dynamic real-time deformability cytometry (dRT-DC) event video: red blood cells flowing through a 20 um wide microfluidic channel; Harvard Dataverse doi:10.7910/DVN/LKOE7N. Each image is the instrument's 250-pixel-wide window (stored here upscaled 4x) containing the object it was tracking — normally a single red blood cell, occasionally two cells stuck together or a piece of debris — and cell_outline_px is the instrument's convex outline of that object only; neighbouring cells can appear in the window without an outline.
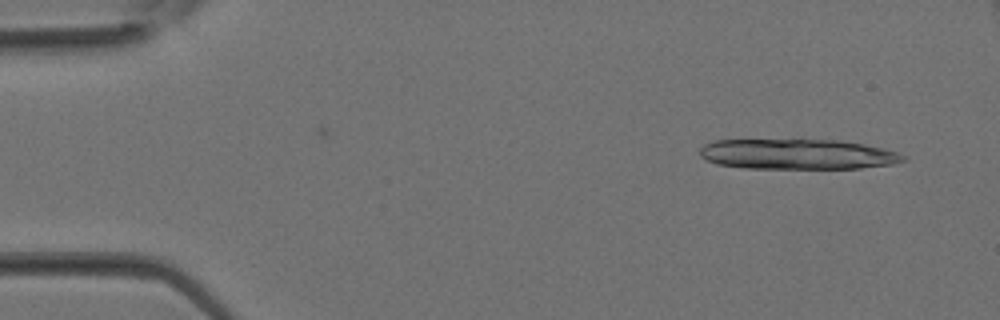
{"species": "Egyptian fruit bat (a non-hibernating species)", "species_latin": "Rousettus aegyptiacus", "temperature_condition": "room temperature", "stored_images_in_passage": 15, "camera_frame_rate_fps": 3000, "um_per_image_px": 0.085, "animal": {"sex": "female"}, "frame": {"image": 1, "passage_image": 2, "time_ms": 0.333, "image_size_px": [1000, 320], "cell_outline_px": [[908, 160], [892, 164], [860, 168], [744, 168], [716, 164], [700, 156], [700, 148], [704, 144], [716, 140], [840, 140], [864, 144], [884, 148], [908, 156]], "centroid_in_image_um": [67.82, 13.11], "position_along_channel_um": 17.2, "area_um2": 35.95}}
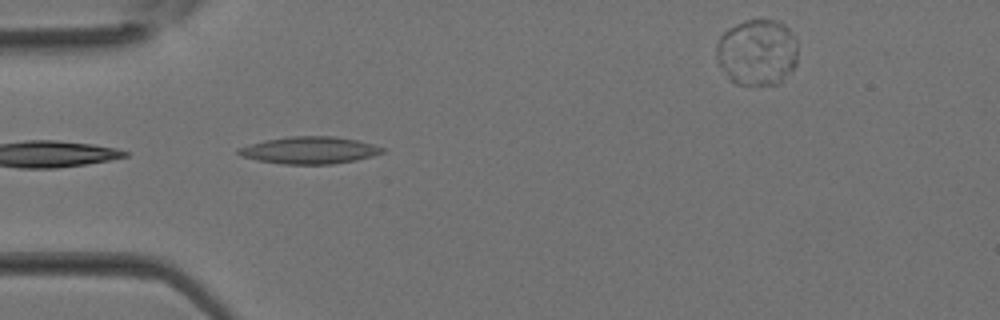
{"frame": {"image": 2, "passage_image": 10, "time_ms": 3.0, "image_size_px": [1000, 320], "cell_outline_px": [[384, 152], [372, 156], [356, 160], [332, 164], [284, 164], [260, 160], [240, 156], [236, 152], [236, 148], [264, 140], [288, 136], [332, 136], [356, 140], [372, 144], [384, 148]], "centroid_in_image_um": [26.28, 12.76], "position_along_channel_um": 58.7, "area_um2": 22.66}}
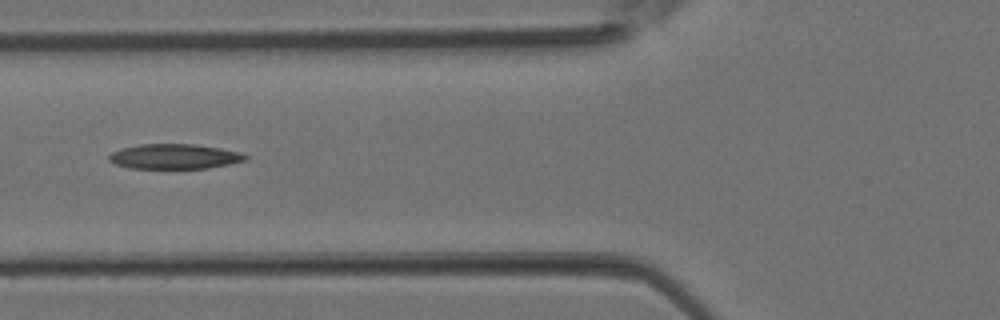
{"frame": {"image": 3, "passage_image": 13, "time_ms": 4.0, "image_size_px": [1000, 320], "cell_outline_px": [[248, 160], [208, 168], [128, 168], [116, 164], [108, 160], [108, 156], [112, 152], [124, 148], [140, 144], [196, 144], [244, 152], [248, 156]], "centroid_in_image_um": [14.88, 13.3], "position_along_channel_um": 110.9, "area_um2": 19.88}}